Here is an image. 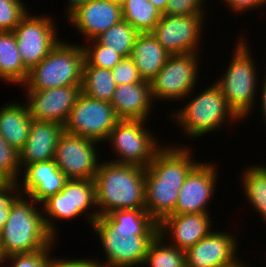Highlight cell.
<instances>
[{"label":"cell","instance_id":"1","mask_svg":"<svg viewBox=\"0 0 266 267\" xmlns=\"http://www.w3.org/2000/svg\"><path fill=\"white\" fill-rule=\"evenodd\" d=\"M190 148L163 146L145 168V209L157 223L174 213L179 190L199 163Z\"/></svg>","mask_w":266,"mask_h":267},{"label":"cell","instance_id":"2","mask_svg":"<svg viewBox=\"0 0 266 267\" xmlns=\"http://www.w3.org/2000/svg\"><path fill=\"white\" fill-rule=\"evenodd\" d=\"M145 173L138 165L101 161L94 178L99 217L117 210L145 209Z\"/></svg>","mask_w":266,"mask_h":267},{"label":"cell","instance_id":"3","mask_svg":"<svg viewBox=\"0 0 266 267\" xmlns=\"http://www.w3.org/2000/svg\"><path fill=\"white\" fill-rule=\"evenodd\" d=\"M24 196L19 194L11 203L9 217L0 233V250L4 258L41 251L55 244L56 238L48 232L43 212L34 206L37 202Z\"/></svg>","mask_w":266,"mask_h":267},{"label":"cell","instance_id":"4","mask_svg":"<svg viewBox=\"0 0 266 267\" xmlns=\"http://www.w3.org/2000/svg\"><path fill=\"white\" fill-rule=\"evenodd\" d=\"M85 54L83 45L59 41L51 52L28 71L25 90H47L82 84Z\"/></svg>","mask_w":266,"mask_h":267},{"label":"cell","instance_id":"5","mask_svg":"<svg viewBox=\"0 0 266 267\" xmlns=\"http://www.w3.org/2000/svg\"><path fill=\"white\" fill-rule=\"evenodd\" d=\"M190 99L183 108L174 111L172 117L191 139L209 134L214 129H220L219 127L228 120L232 122L241 120L229 107L227 99L216 83H212Z\"/></svg>","mask_w":266,"mask_h":267},{"label":"cell","instance_id":"6","mask_svg":"<svg viewBox=\"0 0 266 267\" xmlns=\"http://www.w3.org/2000/svg\"><path fill=\"white\" fill-rule=\"evenodd\" d=\"M238 39L231 63L224 75L215 82L227 99L229 107L241 120H244L255 104L258 75L247 39L244 37Z\"/></svg>","mask_w":266,"mask_h":267},{"label":"cell","instance_id":"7","mask_svg":"<svg viewBox=\"0 0 266 267\" xmlns=\"http://www.w3.org/2000/svg\"><path fill=\"white\" fill-rule=\"evenodd\" d=\"M41 207L45 226L54 238H57V231L53 222L57 219L72 220V218L80 217L85 213L84 216L89 217L88 222H91L90 225H92L99 217L96 207L95 182L83 179L67 180L64 188L46 199ZM53 219L55 220L52 221Z\"/></svg>","mask_w":266,"mask_h":267},{"label":"cell","instance_id":"8","mask_svg":"<svg viewBox=\"0 0 266 267\" xmlns=\"http://www.w3.org/2000/svg\"><path fill=\"white\" fill-rule=\"evenodd\" d=\"M143 120H119L107 138L119 158L112 162L147 168L162 148Z\"/></svg>","mask_w":266,"mask_h":267},{"label":"cell","instance_id":"9","mask_svg":"<svg viewBox=\"0 0 266 267\" xmlns=\"http://www.w3.org/2000/svg\"><path fill=\"white\" fill-rule=\"evenodd\" d=\"M101 240L106 261H95L101 267H135L144 265L149 245L157 235H131L122 237L102 217L90 226ZM104 262V263H103Z\"/></svg>","mask_w":266,"mask_h":267},{"label":"cell","instance_id":"10","mask_svg":"<svg viewBox=\"0 0 266 267\" xmlns=\"http://www.w3.org/2000/svg\"><path fill=\"white\" fill-rule=\"evenodd\" d=\"M119 121L110 102L100 101L80 93L64 124V131L92 139L107 141L110 131Z\"/></svg>","mask_w":266,"mask_h":267},{"label":"cell","instance_id":"11","mask_svg":"<svg viewBox=\"0 0 266 267\" xmlns=\"http://www.w3.org/2000/svg\"><path fill=\"white\" fill-rule=\"evenodd\" d=\"M198 53L171 55L150 81L153 100H180L193 94L198 80ZM191 94V95H189Z\"/></svg>","mask_w":266,"mask_h":267},{"label":"cell","instance_id":"12","mask_svg":"<svg viewBox=\"0 0 266 267\" xmlns=\"http://www.w3.org/2000/svg\"><path fill=\"white\" fill-rule=\"evenodd\" d=\"M99 142L63 131L55 150L54 161L68 180H94L98 170L96 145Z\"/></svg>","mask_w":266,"mask_h":267},{"label":"cell","instance_id":"13","mask_svg":"<svg viewBox=\"0 0 266 267\" xmlns=\"http://www.w3.org/2000/svg\"><path fill=\"white\" fill-rule=\"evenodd\" d=\"M53 19L29 13L13 30L24 66L30 70L38 65L59 43Z\"/></svg>","mask_w":266,"mask_h":267},{"label":"cell","instance_id":"14","mask_svg":"<svg viewBox=\"0 0 266 267\" xmlns=\"http://www.w3.org/2000/svg\"><path fill=\"white\" fill-rule=\"evenodd\" d=\"M204 15H166L151 34L171 55L197 53L200 46Z\"/></svg>","mask_w":266,"mask_h":267},{"label":"cell","instance_id":"15","mask_svg":"<svg viewBox=\"0 0 266 267\" xmlns=\"http://www.w3.org/2000/svg\"><path fill=\"white\" fill-rule=\"evenodd\" d=\"M216 169L214 164L199 162L189 172L179 190L173 214L209 213L208 203L214 195L217 182Z\"/></svg>","mask_w":266,"mask_h":267},{"label":"cell","instance_id":"16","mask_svg":"<svg viewBox=\"0 0 266 267\" xmlns=\"http://www.w3.org/2000/svg\"><path fill=\"white\" fill-rule=\"evenodd\" d=\"M80 93L81 85L26 90L30 116L33 120L55 122L64 126Z\"/></svg>","mask_w":266,"mask_h":267},{"label":"cell","instance_id":"17","mask_svg":"<svg viewBox=\"0 0 266 267\" xmlns=\"http://www.w3.org/2000/svg\"><path fill=\"white\" fill-rule=\"evenodd\" d=\"M232 234L211 231L185 251L186 267H231L240 262Z\"/></svg>","mask_w":266,"mask_h":267},{"label":"cell","instance_id":"18","mask_svg":"<svg viewBox=\"0 0 266 267\" xmlns=\"http://www.w3.org/2000/svg\"><path fill=\"white\" fill-rule=\"evenodd\" d=\"M121 20V5L113 0H89L67 17V21L89 41Z\"/></svg>","mask_w":266,"mask_h":267},{"label":"cell","instance_id":"19","mask_svg":"<svg viewBox=\"0 0 266 267\" xmlns=\"http://www.w3.org/2000/svg\"><path fill=\"white\" fill-rule=\"evenodd\" d=\"M210 218L208 213L170 214L158 223V233L169 240L173 235L171 245L186 251L212 231Z\"/></svg>","mask_w":266,"mask_h":267},{"label":"cell","instance_id":"20","mask_svg":"<svg viewBox=\"0 0 266 267\" xmlns=\"http://www.w3.org/2000/svg\"><path fill=\"white\" fill-rule=\"evenodd\" d=\"M22 170H24L23 183L18 181L20 194L33 198L38 205L60 192L68 180L54 159L29 164Z\"/></svg>","mask_w":266,"mask_h":267},{"label":"cell","instance_id":"21","mask_svg":"<svg viewBox=\"0 0 266 267\" xmlns=\"http://www.w3.org/2000/svg\"><path fill=\"white\" fill-rule=\"evenodd\" d=\"M150 82L117 85L110 104L119 120L148 119L152 103Z\"/></svg>","mask_w":266,"mask_h":267},{"label":"cell","instance_id":"22","mask_svg":"<svg viewBox=\"0 0 266 267\" xmlns=\"http://www.w3.org/2000/svg\"><path fill=\"white\" fill-rule=\"evenodd\" d=\"M63 131L64 127L59 123L33 120L27 141L19 152L21 171L29 164L54 159L57 142Z\"/></svg>","mask_w":266,"mask_h":267},{"label":"cell","instance_id":"23","mask_svg":"<svg viewBox=\"0 0 266 267\" xmlns=\"http://www.w3.org/2000/svg\"><path fill=\"white\" fill-rule=\"evenodd\" d=\"M171 54L151 33H139L135 39L131 58L140 77L150 82L163 68Z\"/></svg>","mask_w":266,"mask_h":267},{"label":"cell","instance_id":"24","mask_svg":"<svg viewBox=\"0 0 266 267\" xmlns=\"http://www.w3.org/2000/svg\"><path fill=\"white\" fill-rule=\"evenodd\" d=\"M3 107V108H2ZM0 108V135L20 152L29 136L33 118L24 103L8 102Z\"/></svg>","mask_w":266,"mask_h":267},{"label":"cell","instance_id":"25","mask_svg":"<svg viewBox=\"0 0 266 267\" xmlns=\"http://www.w3.org/2000/svg\"><path fill=\"white\" fill-rule=\"evenodd\" d=\"M122 237L158 235V223L146 209L117 210L102 216Z\"/></svg>","mask_w":266,"mask_h":267},{"label":"cell","instance_id":"26","mask_svg":"<svg viewBox=\"0 0 266 267\" xmlns=\"http://www.w3.org/2000/svg\"><path fill=\"white\" fill-rule=\"evenodd\" d=\"M28 71L21 59L14 32L0 31V79L21 86Z\"/></svg>","mask_w":266,"mask_h":267},{"label":"cell","instance_id":"27","mask_svg":"<svg viewBox=\"0 0 266 267\" xmlns=\"http://www.w3.org/2000/svg\"><path fill=\"white\" fill-rule=\"evenodd\" d=\"M116 86L110 69L83 66L81 92L88 97L111 102Z\"/></svg>","mask_w":266,"mask_h":267},{"label":"cell","instance_id":"28","mask_svg":"<svg viewBox=\"0 0 266 267\" xmlns=\"http://www.w3.org/2000/svg\"><path fill=\"white\" fill-rule=\"evenodd\" d=\"M121 9L122 19L139 33H151L162 16L148 0H127Z\"/></svg>","mask_w":266,"mask_h":267},{"label":"cell","instance_id":"29","mask_svg":"<svg viewBox=\"0 0 266 267\" xmlns=\"http://www.w3.org/2000/svg\"><path fill=\"white\" fill-rule=\"evenodd\" d=\"M251 167L243 172L242 188L249 204L253 205L263 222H266V166Z\"/></svg>","mask_w":266,"mask_h":267},{"label":"cell","instance_id":"30","mask_svg":"<svg viewBox=\"0 0 266 267\" xmlns=\"http://www.w3.org/2000/svg\"><path fill=\"white\" fill-rule=\"evenodd\" d=\"M138 34L139 32L135 28L122 19L96 37L95 40L125 58L131 56L132 48Z\"/></svg>","mask_w":266,"mask_h":267},{"label":"cell","instance_id":"31","mask_svg":"<svg viewBox=\"0 0 266 267\" xmlns=\"http://www.w3.org/2000/svg\"><path fill=\"white\" fill-rule=\"evenodd\" d=\"M164 241H166L165 238L158 233L149 245L144 265L151 267H186L185 251L171 245L172 241L169 243Z\"/></svg>","mask_w":266,"mask_h":267},{"label":"cell","instance_id":"32","mask_svg":"<svg viewBox=\"0 0 266 267\" xmlns=\"http://www.w3.org/2000/svg\"><path fill=\"white\" fill-rule=\"evenodd\" d=\"M86 46V47H85ZM83 46L85 54L84 66H95L112 70L123 57L99 44L95 39L90 41V44Z\"/></svg>","mask_w":266,"mask_h":267},{"label":"cell","instance_id":"33","mask_svg":"<svg viewBox=\"0 0 266 267\" xmlns=\"http://www.w3.org/2000/svg\"><path fill=\"white\" fill-rule=\"evenodd\" d=\"M27 14L22 0H0V31H13Z\"/></svg>","mask_w":266,"mask_h":267},{"label":"cell","instance_id":"34","mask_svg":"<svg viewBox=\"0 0 266 267\" xmlns=\"http://www.w3.org/2000/svg\"><path fill=\"white\" fill-rule=\"evenodd\" d=\"M19 152L0 135V172L11 182H18L20 175Z\"/></svg>","mask_w":266,"mask_h":267},{"label":"cell","instance_id":"35","mask_svg":"<svg viewBox=\"0 0 266 267\" xmlns=\"http://www.w3.org/2000/svg\"><path fill=\"white\" fill-rule=\"evenodd\" d=\"M53 247L54 245L41 251L13 254L5 257L4 260L9 261L10 267H48L51 260L49 253H51V249H54Z\"/></svg>","mask_w":266,"mask_h":267},{"label":"cell","instance_id":"36","mask_svg":"<svg viewBox=\"0 0 266 267\" xmlns=\"http://www.w3.org/2000/svg\"><path fill=\"white\" fill-rule=\"evenodd\" d=\"M116 85L142 82L137 67L131 57L123 58L111 70Z\"/></svg>","mask_w":266,"mask_h":267},{"label":"cell","instance_id":"37","mask_svg":"<svg viewBox=\"0 0 266 267\" xmlns=\"http://www.w3.org/2000/svg\"><path fill=\"white\" fill-rule=\"evenodd\" d=\"M203 1V3H202ZM204 0H168L166 15H204Z\"/></svg>","mask_w":266,"mask_h":267},{"label":"cell","instance_id":"38","mask_svg":"<svg viewBox=\"0 0 266 267\" xmlns=\"http://www.w3.org/2000/svg\"><path fill=\"white\" fill-rule=\"evenodd\" d=\"M19 194L20 191L18 182H10L0 189V233L9 217L11 203Z\"/></svg>","mask_w":266,"mask_h":267},{"label":"cell","instance_id":"39","mask_svg":"<svg viewBox=\"0 0 266 267\" xmlns=\"http://www.w3.org/2000/svg\"><path fill=\"white\" fill-rule=\"evenodd\" d=\"M48 267H101L95 259H60L51 257Z\"/></svg>","mask_w":266,"mask_h":267},{"label":"cell","instance_id":"40","mask_svg":"<svg viewBox=\"0 0 266 267\" xmlns=\"http://www.w3.org/2000/svg\"><path fill=\"white\" fill-rule=\"evenodd\" d=\"M225 5L231 7V12L243 13L258 7L265 6V0H224ZM248 9V10H247Z\"/></svg>","mask_w":266,"mask_h":267},{"label":"cell","instance_id":"41","mask_svg":"<svg viewBox=\"0 0 266 267\" xmlns=\"http://www.w3.org/2000/svg\"><path fill=\"white\" fill-rule=\"evenodd\" d=\"M89 0H68V8L66 9V15L67 17L75 11L79 6L87 3Z\"/></svg>","mask_w":266,"mask_h":267},{"label":"cell","instance_id":"42","mask_svg":"<svg viewBox=\"0 0 266 267\" xmlns=\"http://www.w3.org/2000/svg\"><path fill=\"white\" fill-rule=\"evenodd\" d=\"M265 76V79H263V84H262V88H260L262 91H261V104H262V109L261 111L263 112L262 116L265 118V122H266V75Z\"/></svg>","mask_w":266,"mask_h":267},{"label":"cell","instance_id":"43","mask_svg":"<svg viewBox=\"0 0 266 267\" xmlns=\"http://www.w3.org/2000/svg\"><path fill=\"white\" fill-rule=\"evenodd\" d=\"M148 1L151 2L161 14H163L166 11L168 0H148Z\"/></svg>","mask_w":266,"mask_h":267},{"label":"cell","instance_id":"44","mask_svg":"<svg viewBox=\"0 0 266 267\" xmlns=\"http://www.w3.org/2000/svg\"><path fill=\"white\" fill-rule=\"evenodd\" d=\"M11 181L0 172V189L5 187L7 184H9Z\"/></svg>","mask_w":266,"mask_h":267},{"label":"cell","instance_id":"45","mask_svg":"<svg viewBox=\"0 0 266 267\" xmlns=\"http://www.w3.org/2000/svg\"><path fill=\"white\" fill-rule=\"evenodd\" d=\"M242 260H240V262H238L237 264H235L234 266H231V267H248L247 264L244 265L243 262H241Z\"/></svg>","mask_w":266,"mask_h":267},{"label":"cell","instance_id":"46","mask_svg":"<svg viewBox=\"0 0 266 267\" xmlns=\"http://www.w3.org/2000/svg\"><path fill=\"white\" fill-rule=\"evenodd\" d=\"M115 1L116 3H118L119 5H122L124 4L127 0H113Z\"/></svg>","mask_w":266,"mask_h":267},{"label":"cell","instance_id":"47","mask_svg":"<svg viewBox=\"0 0 266 267\" xmlns=\"http://www.w3.org/2000/svg\"><path fill=\"white\" fill-rule=\"evenodd\" d=\"M3 262H4V257L2 256V253H1V250H0V267H2Z\"/></svg>","mask_w":266,"mask_h":267}]
</instances>
